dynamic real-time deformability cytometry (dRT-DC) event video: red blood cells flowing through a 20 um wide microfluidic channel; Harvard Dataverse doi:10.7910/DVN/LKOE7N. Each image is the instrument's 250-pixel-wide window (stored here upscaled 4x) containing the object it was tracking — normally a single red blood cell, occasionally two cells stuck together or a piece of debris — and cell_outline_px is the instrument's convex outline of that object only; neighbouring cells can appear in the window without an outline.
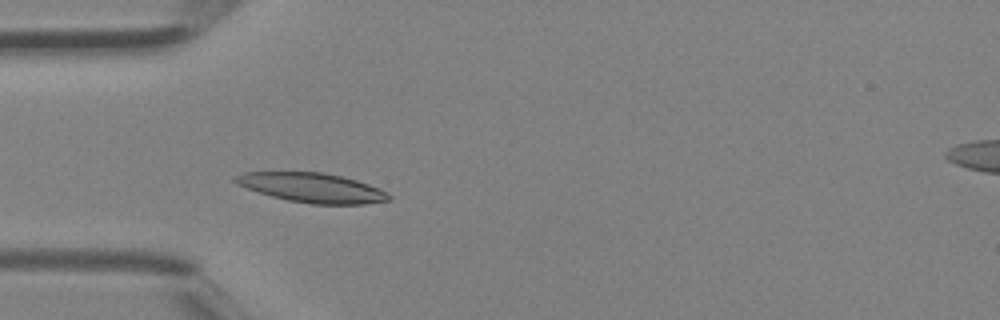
{"species": "Egyptian fruit bat (a non-hibernating species)", "species_latin": "Rousettus aegyptiacus", "temperature_condition": "room temperature", "stored_images_in_passage": 30, "camera_frame_rate_fps": 3000, "um_per_image_px": 0.085, "animal": {"sex": "female"}, "frame": {"image": 1, "passage_image": 3, "time_ms": 0.667, "image_size_px": [1000, 320], "cell_outline_px": [[392, 200], [364, 204], [312, 204], [288, 200], [272, 196], [236, 184], [232, 180], [232, 176], [244, 172], [324, 172], [356, 180], [380, 188], [388, 192], [392, 196]], "centroid_in_image_um": [26.55, 15.95], "position_along_channel_um": 58.5, "area_um2": 26.41}}
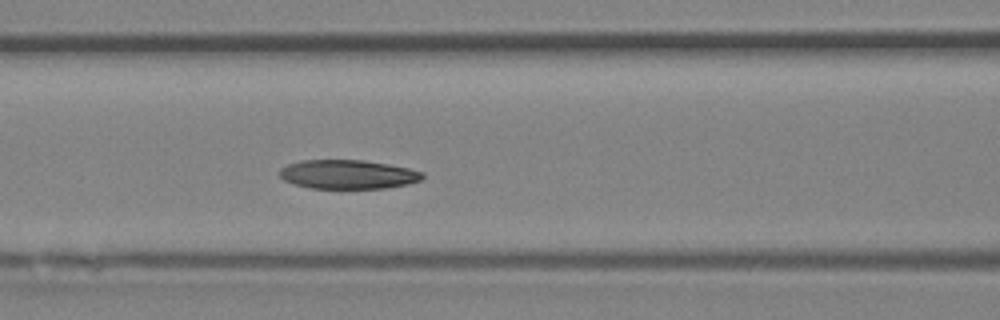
{"frame": {"image": 2, "passage_image": 8, "time_ms": 2.333, "image_size_px": [1000, 320], "cell_outline_px": [[424, 176], [420, 180], [408, 184], [384, 188], [308, 188], [284, 180], [280, 176], [280, 168], [288, 164], [300, 160], [364, 160], [388, 164], [408, 168], [424, 172]], "centroid_in_image_um": [29.57, 14.81], "position_along_channel_um": 137.0, "area_um2": 24.1}}
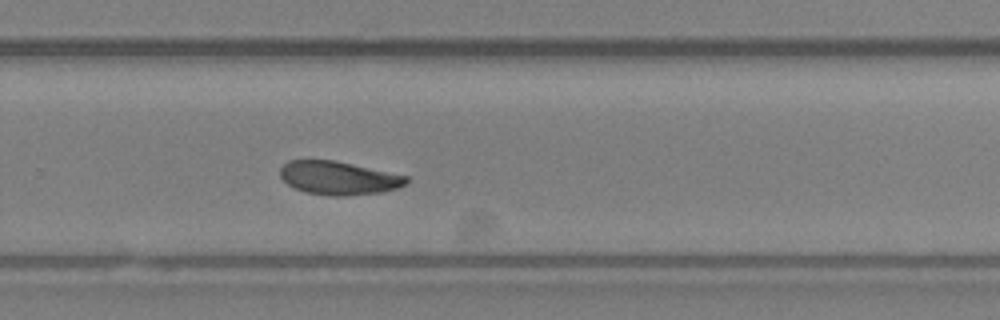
{"frame": {"image": 3, "passage_image": 18, "time_ms": 5.667, "image_size_px": [1000, 320], "cell_outline_px": [[408, 184], [396, 188], [380, 192], [344, 196], [332, 196], [304, 192], [288, 184], [280, 176], [280, 168], [288, 160], [332, 160], [408, 176]], "centroid_in_image_um": [28.76, 15.13], "position_along_channel_um": 301.0, "area_um2": 24.33}}